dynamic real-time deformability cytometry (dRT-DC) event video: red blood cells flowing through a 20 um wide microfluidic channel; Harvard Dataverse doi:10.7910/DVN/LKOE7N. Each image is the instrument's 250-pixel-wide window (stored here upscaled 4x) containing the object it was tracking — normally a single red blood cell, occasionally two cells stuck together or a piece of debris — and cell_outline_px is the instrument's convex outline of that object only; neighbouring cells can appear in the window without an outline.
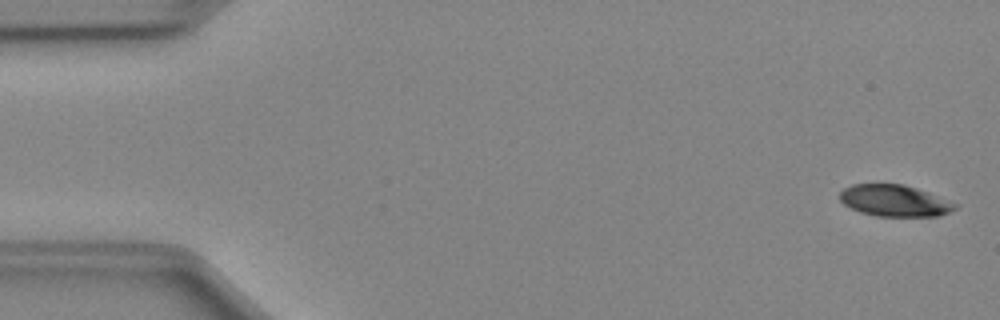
{"species": "Egyptian fruit bat (a non-hibernating species)", "species_latin": "Rousettus aegyptiacus", "temperature_condition": "cold", "stored_images_in_passage": 51, "camera_frame_rate_fps": 3000, "um_per_image_px": 0.085, "animal": {"sex": "female"}, "frame": {"image": 1, "passage_image": 2, "time_ms": 0.333, "image_size_px": [1000, 320], "cell_outline_px": [[960, 204], [956, 208], [940, 216], [876, 216], [860, 212], [844, 204], [840, 200], [840, 192], [844, 188], [852, 184], [904, 184], [928, 192]], "centroid_in_image_um": [76.06, 17.06], "position_along_channel_um": 8.9, "area_um2": 21.21}}
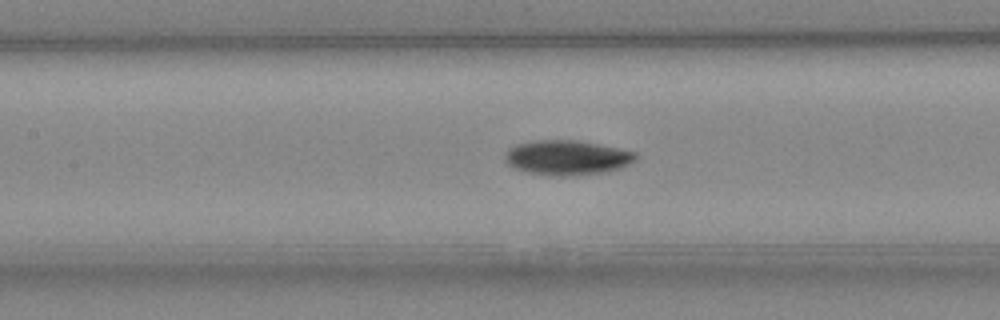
{"frame": {"image": 2, "passage_image": 23, "time_ms": 7.333, "image_size_px": [1000, 320], "cell_outline_px": [[640, 156], [636, 160], [620, 168], [608, 172], [576, 176], [548, 176], [528, 172], [512, 168], [504, 160], [504, 152], [508, 148], [516, 144], [536, 140], [576, 140], [636, 152]], "centroid_in_image_um": [48.17, 13.41], "position_along_channel_um": 159.2, "area_um2": 26.88}}
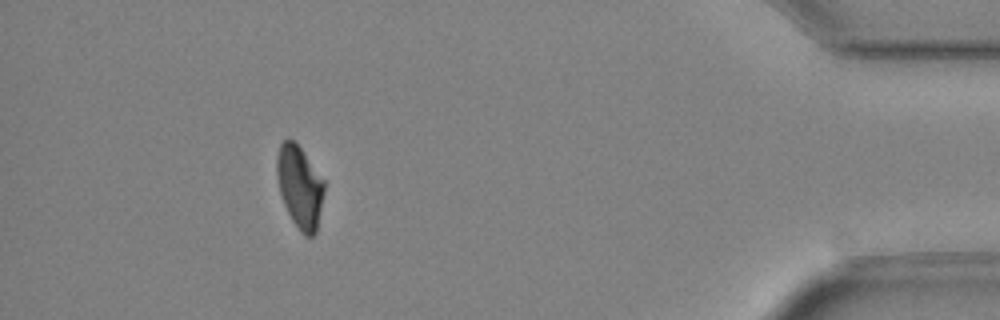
{"frame": {"image": 3, "passage_image": 46, "time_ms": 15.0, "image_size_px": [1000, 320], "cell_outline_px": [[324, 192], [316, 232], [312, 236], [304, 236], [300, 232], [292, 220], [284, 204], [280, 192], [276, 176], [276, 156], [280, 144], [284, 140], [292, 140], [300, 148], [324, 180]], "centroid_in_image_um": [25.46, 15.9], "position_along_channel_um": 409.7, "area_um2": 22.48}, "authors_computed_cell_mechanics": {"area_um2": 24.1604, "velocity_mm_per_s": 4.0278, "shape_relaxation_time_tau1_ms": 3.5312, "shape_relaxation_time_tau2_ms": null, "deformation_change_tau1": 0.1071, "deformation_change_tau2": null}}